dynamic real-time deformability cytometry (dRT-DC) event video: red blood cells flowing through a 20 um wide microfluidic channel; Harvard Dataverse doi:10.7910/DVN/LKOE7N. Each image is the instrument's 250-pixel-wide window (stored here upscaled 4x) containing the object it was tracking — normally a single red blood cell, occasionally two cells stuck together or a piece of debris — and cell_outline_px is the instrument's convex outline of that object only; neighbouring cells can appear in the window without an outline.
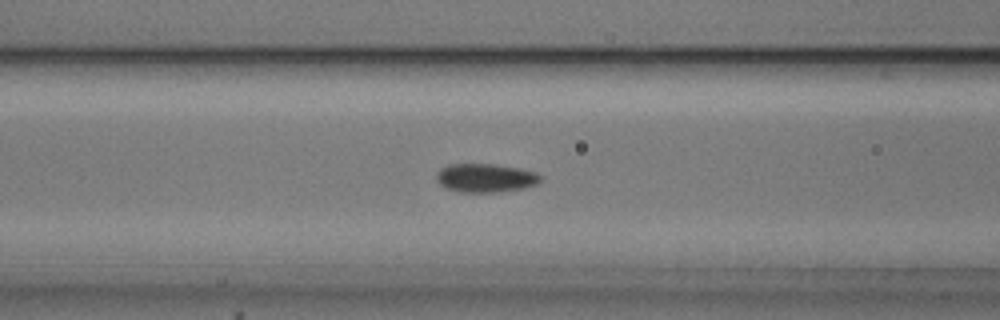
{"species": "common noctule bat (a hibernating species)", "species_latin": "Nyctalus noctula", "temperature_condition": "cold", "stored_images_in_passage": 55, "camera_frame_rate_fps": 3000, "um_per_image_px": 0.085, "animal": {"sex": "male", "body_mass_g": 20.5, "forearm_length_mm": 52.5}, "frame": {"image": 1, "passage_image": 22, "time_ms": 7.0, "image_size_px": [1000, 320], "cell_outline_px": [[544, 176], [536, 184], [524, 188], [496, 192], [460, 192], [444, 188], [436, 180], [436, 172], [440, 168], [448, 164], [496, 164], [520, 168], [536, 172]], "centroid_in_image_um": [41.25, 15.11], "position_along_channel_um": 125.3, "area_um2": 17.63}}
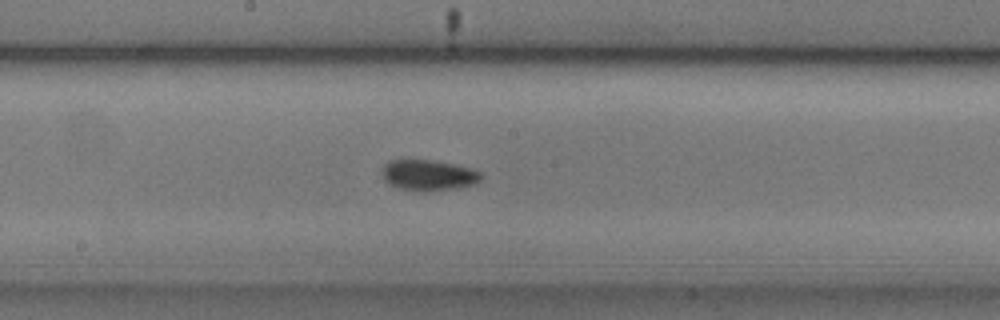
{"frame": {"image": 2, "passage_image": 29, "time_ms": 9.333, "image_size_px": [1000, 320], "cell_outline_px": [[480, 180], [476, 184], [456, 188], [428, 192], [416, 192], [400, 188], [388, 184], [384, 180], [380, 172], [384, 164], [388, 160], [432, 160], [452, 164], [468, 168], [480, 172]], "centroid_in_image_um": [36.34, 14.91], "position_along_channel_um": 211.9, "area_um2": 17.92}}
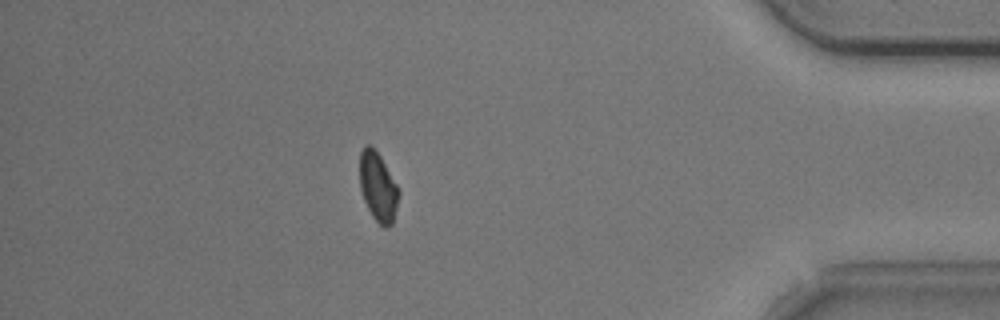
{"frame": {"image": 3, "passage_image": 48, "time_ms": 15.667, "image_size_px": [1000, 320], "cell_outline_px": [[400, 192], [392, 224], [388, 228], [384, 228], [372, 216], [364, 200], [360, 188], [360, 152], [364, 144], [368, 144], [380, 156], [400, 188]], "centroid_in_image_um": [32.14, 15.89], "position_along_channel_um": 403.1, "area_um2": 15.72}, "authors_computed_cell_mechanics": {"area_um2": 16.4152, "velocity_mm_per_s": 3.6957, "shape_relaxation_time_tau1_ms": 2.4704, "shape_relaxation_time_tau2_ms": null, "deformation_change_tau1": 0.0882, "deformation_change_tau2": null}}